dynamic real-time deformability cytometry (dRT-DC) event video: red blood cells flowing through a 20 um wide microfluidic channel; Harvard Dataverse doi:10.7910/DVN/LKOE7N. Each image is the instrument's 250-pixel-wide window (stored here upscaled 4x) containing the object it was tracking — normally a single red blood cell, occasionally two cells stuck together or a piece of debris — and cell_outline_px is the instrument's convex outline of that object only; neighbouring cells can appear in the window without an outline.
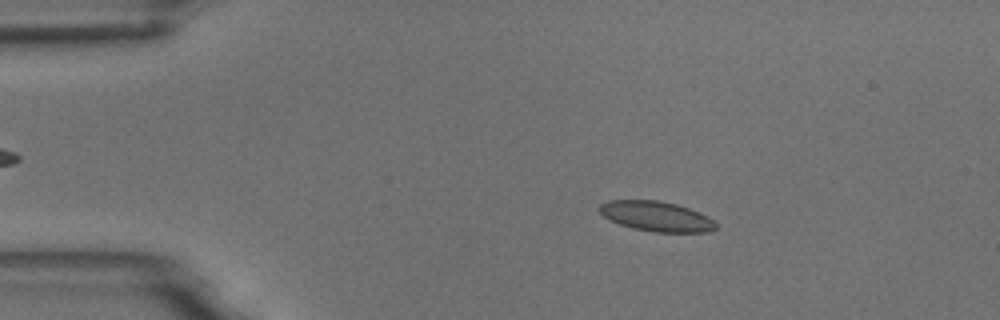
{"species": "common noctule bat (a hibernating species)", "species_latin": "Nyctalus noctula", "temperature_condition": "room temperature", "stored_images_in_passage": 5, "camera_frame_rate_fps": 3000, "um_per_image_px": 0.085, "animal": {"sex": "male", "body_mass_g": 18.8}, "frame": {"image": 1, "passage_image": 2, "time_ms": 1.333, "image_size_px": [1000, 320], "cell_outline_px": [[716, 228], [712, 232], [656, 232], [632, 228], [608, 220], [596, 208], [600, 204], [608, 200], [656, 200], [676, 204], [700, 212], [708, 216], [716, 224]], "centroid_in_image_um": [55.77, 18.38], "position_along_channel_um": 29.2, "area_um2": 20.46}}
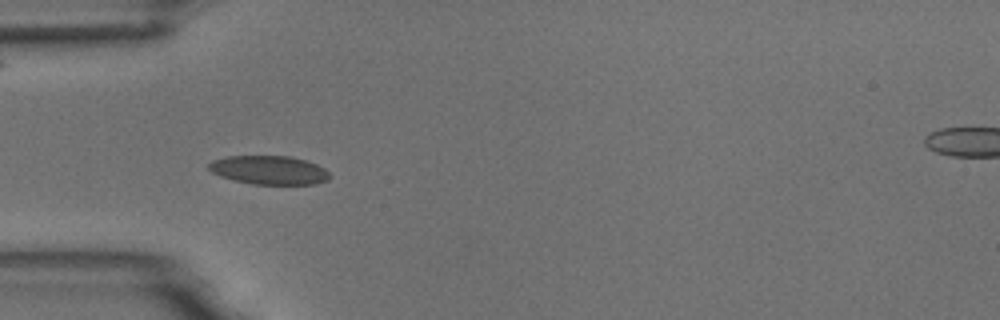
{"frame": {"image": 2, "passage_image": 4, "time_ms": 3.667, "image_size_px": [1000, 320], "cell_outline_px": [[328, 180], [316, 184], [252, 184], [220, 176], [212, 172], [208, 168], [208, 164], [212, 160], [228, 156], [288, 156], [304, 160], [316, 164], [324, 168], [328, 172]], "centroid_in_image_um": [22.85, 14.45], "position_along_channel_um": 62.1, "area_um2": 20.06}}